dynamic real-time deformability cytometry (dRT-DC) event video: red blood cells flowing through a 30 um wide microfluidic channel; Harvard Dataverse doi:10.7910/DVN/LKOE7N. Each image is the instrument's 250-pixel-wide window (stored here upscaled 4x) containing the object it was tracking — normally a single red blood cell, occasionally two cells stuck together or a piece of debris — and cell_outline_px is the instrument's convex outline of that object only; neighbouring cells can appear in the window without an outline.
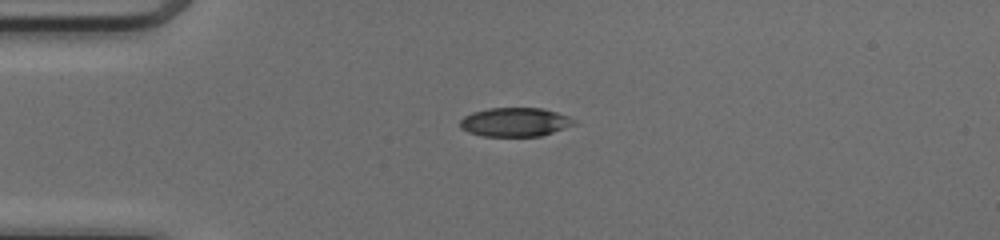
{"species": "common noctule bat (a hibernating species)", "species_latin": "Nyctalus noctula", "temperature_condition": "cold", "stored_images_in_passage": 38, "camera_frame_rate_fps": 3000, "um_per_image_px": 0.085, "animal": {"sex": "female", "body_mass_g": 17.0, "forearm_length_mm": 48.0}, "frame": {"image": 1, "passage_image": 1, "time_ms": 0.0, "image_size_px": [1000, 240], "cell_outline_px": [[576, 124], [540, 136], [484, 136], [468, 132], [460, 128], [460, 120], [464, 116], [472, 112], [488, 108], [544, 108], [568, 116], [576, 120]], "centroid_in_image_um": [43.76, 10.37], "position_along_channel_um": 41.2, "area_um2": 19.19}}
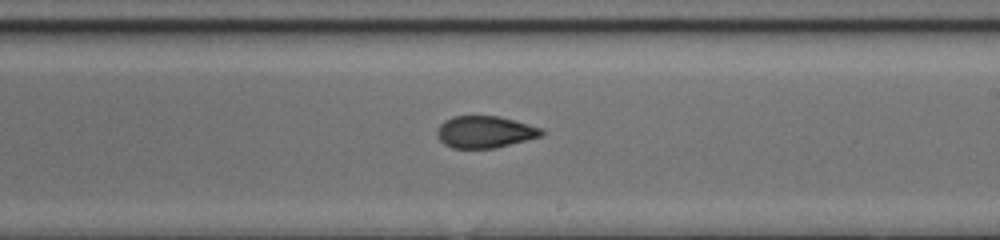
{"frame": {"image": 2, "passage_image": 18, "time_ms": 5.667, "image_size_px": [1000, 240], "cell_outline_px": [[544, 136], [496, 148], [452, 148], [444, 144], [440, 140], [436, 132], [440, 124], [444, 120], [452, 116], [496, 116], [512, 120], [540, 128], [544, 132]], "centroid_in_image_um": [41.2, 11.22], "position_along_channel_um": 247.8, "area_um2": 19.36}}
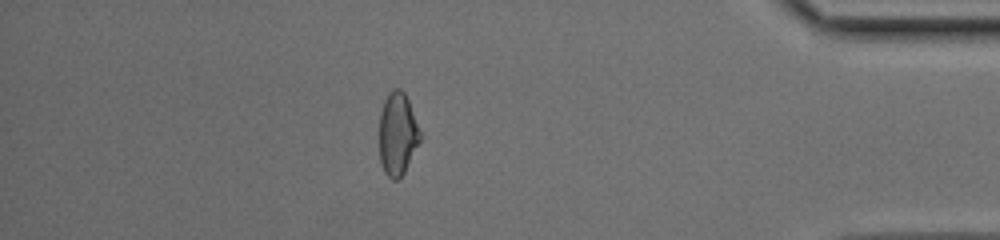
{"frame": {"image": 3, "passage_image": 32, "time_ms": 10.333, "image_size_px": [1000, 240], "cell_outline_px": [[420, 140], [404, 172], [396, 180], [392, 180], [384, 172], [380, 164], [380, 112], [384, 100], [388, 92], [392, 88], [400, 88], [404, 92], [408, 100], [420, 132]], "centroid_in_image_um": [33.76, 11.36], "position_along_channel_um": 401.4, "area_um2": 19.48}, "authors_computed_cell_mechanics": {"area_um2": 19.9988, "velocity_mm_per_s": 4.1495, "shape_relaxation_time_tau1_ms": 9.3224, "shape_relaxation_time_tau2_ms": 2.0635, "deformation_change_tau1": 0.2247, "deformation_change_tau2": 0.0852}}